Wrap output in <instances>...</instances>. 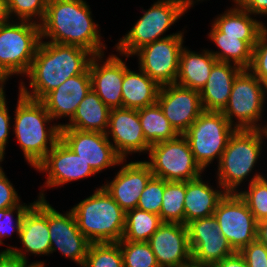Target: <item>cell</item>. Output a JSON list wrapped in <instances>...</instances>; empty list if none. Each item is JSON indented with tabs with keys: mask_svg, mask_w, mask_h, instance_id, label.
<instances>
[{
	"mask_svg": "<svg viewBox=\"0 0 267 267\" xmlns=\"http://www.w3.org/2000/svg\"><path fill=\"white\" fill-rule=\"evenodd\" d=\"M93 54L75 46L53 42H40L31 66L25 75L29 77L30 91L24 82L19 84V93L26 98L41 101L49 92L68 78L84 73Z\"/></svg>",
	"mask_w": 267,
	"mask_h": 267,
	"instance_id": "6da1fadb",
	"label": "cell"
},
{
	"mask_svg": "<svg viewBox=\"0 0 267 267\" xmlns=\"http://www.w3.org/2000/svg\"><path fill=\"white\" fill-rule=\"evenodd\" d=\"M90 6L84 0H48L40 25L41 40L82 47L93 55L107 49L101 41L99 24H95Z\"/></svg>",
	"mask_w": 267,
	"mask_h": 267,
	"instance_id": "7a4b0ae2",
	"label": "cell"
},
{
	"mask_svg": "<svg viewBox=\"0 0 267 267\" xmlns=\"http://www.w3.org/2000/svg\"><path fill=\"white\" fill-rule=\"evenodd\" d=\"M18 95L17 107L14 111L15 138L23 151L25 160L35 169L60 140L61 124L55 123L48 127L46 124H50L53 119L45 105L41 101L26 98L20 93Z\"/></svg>",
	"mask_w": 267,
	"mask_h": 267,
	"instance_id": "3957f363",
	"label": "cell"
},
{
	"mask_svg": "<svg viewBox=\"0 0 267 267\" xmlns=\"http://www.w3.org/2000/svg\"><path fill=\"white\" fill-rule=\"evenodd\" d=\"M71 210L79 230L90 243H115L122 239L126 212L103 186Z\"/></svg>",
	"mask_w": 267,
	"mask_h": 267,
	"instance_id": "277c9868",
	"label": "cell"
},
{
	"mask_svg": "<svg viewBox=\"0 0 267 267\" xmlns=\"http://www.w3.org/2000/svg\"><path fill=\"white\" fill-rule=\"evenodd\" d=\"M265 137V129H237L233 133L218 162V188L226 193L239 192L238 186L252 173L261 157Z\"/></svg>",
	"mask_w": 267,
	"mask_h": 267,
	"instance_id": "5b68a950",
	"label": "cell"
},
{
	"mask_svg": "<svg viewBox=\"0 0 267 267\" xmlns=\"http://www.w3.org/2000/svg\"><path fill=\"white\" fill-rule=\"evenodd\" d=\"M194 0H158L137 20L130 31L116 44L121 56L130 57L140 48L157 40L179 34L181 31L163 36L173 24L194 5ZM163 36V37H161Z\"/></svg>",
	"mask_w": 267,
	"mask_h": 267,
	"instance_id": "8992f818",
	"label": "cell"
},
{
	"mask_svg": "<svg viewBox=\"0 0 267 267\" xmlns=\"http://www.w3.org/2000/svg\"><path fill=\"white\" fill-rule=\"evenodd\" d=\"M41 42L40 25L30 21L0 23V71L9 79L26 75Z\"/></svg>",
	"mask_w": 267,
	"mask_h": 267,
	"instance_id": "52a82bcc",
	"label": "cell"
},
{
	"mask_svg": "<svg viewBox=\"0 0 267 267\" xmlns=\"http://www.w3.org/2000/svg\"><path fill=\"white\" fill-rule=\"evenodd\" d=\"M266 94L264 84L249 69H243L233 81L227 105L221 112L236 129L267 130V125L262 127L258 123L262 119Z\"/></svg>",
	"mask_w": 267,
	"mask_h": 267,
	"instance_id": "ba28073f",
	"label": "cell"
},
{
	"mask_svg": "<svg viewBox=\"0 0 267 267\" xmlns=\"http://www.w3.org/2000/svg\"><path fill=\"white\" fill-rule=\"evenodd\" d=\"M236 130L221 111L204 110L183 136L189 142L195 161L204 171L215 158L220 160Z\"/></svg>",
	"mask_w": 267,
	"mask_h": 267,
	"instance_id": "9c48e42d",
	"label": "cell"
},
{
	"mask_svg": "<svg viewBox=\"0 0 267 267\" xmlns=\"http://www.w3.org/2000/svg\"><path fill=\"white\" fill-rule=\"evenodd\" d=\"M148 154L150 160L145 162L155 177L165 181H189L202 176L203 170L183 135L152 144Z\"/></svg>",
	"mask_w": 267,
	"mask_h": 267,
	"instance_id": "30bf717a",
	"label": "cell"
},
{
	"mask_svg": "<svg viewBox=\"0 0 267 267\" xmlns=\"http://www.w3.org/2000/svg\"><path fill=\"white\" fill-rule=\"evenodd\" d=\"M213 216L235 252L257 239V221L238 193H226Z\"/></svg>",
	"mask_w": 267,
	"mask_h": 267,
	"instance_id": "8fae6325",
	"label": "cell"
},
{
	"mask_svg": "<svg viewBox=\"0 0 267 267\" xmlns=\"http://www.w3.org/2000/svg\"><path fill=\"white\" fill-rule=\"evenodd\" d=\"M184 32L157 40L137 50L139 68L160 86L175 84Z\"/></svg>",
	"mask_w": 267,
	"mask_h": 267,
	"instance_id": "7c38bea8",
	"label": "cell"
},
{
	"mask_svg": "<svg viewBox=\"0 0 267 267\" xmlns=\"http://www.w3.org/2000/svg\"><path fill=\"white\" fill-rule=\"evenodd\" d=\"M60 139L97 174L106 168L119 166L123 160L106 133L61 128Z\"/></svg>",
	"mask_w": 267,
	"mask_h": 267,
	"instance_id": "4fadbf2b",
	"label": "cell"
},
{
	"mask_svg": "<svg viewBox=\"0 0 267 267\" xmlns=\"http://www.w3.org/2000/svg\"><path fill=\"white\" fill-rule=\"evenodd\" d=\"M186 226L192 262L212 266L235 252L221 234L214 216L192 220Z\"/></svg>",
	"mask_w": 267,
	"mask_h": 267,
	"instance_id": "5bb4252c",
	"label": "cell"
},
{
	"mask_svg": "<svg viewBox=\"0 0 267 267\" xmlns=\"http://www.w3.org/2000/svg\"><path fill=\"white\" fill-rule=\"evenodd\" d=\"M44 190L39 193L38 199L26 211L19 234L22 248L7 246L3 251H10L27 261V253L36 255H49L51 242L48 227V202L45 199ZM24 250V251H23Z\"/></svg>",
	"mask_w": 267,
	"mask_h": 267,
	"instance_id": "9a60e30c",
	"label": "cell"
},
{
	"mask_svg": "<svg viewBox=\"0 0 267 267\" xmlns=\"http://www.w3.org/2000/svg\"><path fill=\"white\" fill-rule=\"evenodd\" d=\"M69 210L62 214L48 202L50 254L59 250L63 256L82 267L90 242L79 230L73 212Z\"/></svg>",
	"mask_w": 267,
	"mask_h": 267,
	"instance_id": "2e32d148",
	"label": "cell"
},
{
	"mask_svg": "<svg viewBox=\"0 0 267 267\" xmlns=\"http://www.w3.org/2000/svg\"><path fill=\"white\" fill-rule=\"evenodd\" d=\"M157 103L179 135H183L204 111L199 91L177 84L161 86Z\"/></svg>",
	"mask_w": 267,
	"mask_h": 267,
	"instance_id": "e0dca14e",
	"label": "cell"
},
{
	"mask_svg": "<svg viewBox=\"0 0 267 267\" xmlns=\"http://www.w3.org/2000/svg\"><path fill=\"white\" fill-rule=\"evenodd\" d=\"M35 168L39 172L47 173V179L43 185L46 188H55L96 174L91 166L61 139Z\"/></svg>",
	"mask_w": 267,
	"mask_h": 267,
	"instance_id": "ac0fdd59",
	"label": "cell"
},
{
	"mask_svg": "<svg viewBox=\"0 0 267 267\" xmlns=\"http://www.w3.org/2000/svg\"><path fill=\"white\" fill-rule=\"evenodd\" d=\"M148 243L159 267H182L192 262L187 226L163 222Z\"/></svg>",
	"mask_w": 267,
	"mask_h": 267,
	"instance_id": "d6986e66",
	"label": "cell"
},
{
	"mask_svg": "<svg viewBox=\"0 0 267 267\" xmlns=\"http://www.w3.org/2000/svg\"><path fill=\"white\" fill-rule=\"evenodd\" d=\"M103 56L93 55L89 63L91 88L110 109L123 108L122 81L128 66L116 54L109 55L106 61H101Z\"/></svg>",
	"mask_w": 267,
	"mask_h": 267,
	"instance_id": "ffe728a7",
	"label": "cell"
},
{
	"mask_svg": "<svg viewBox=\"0 0 267 267\" xmlns=\"http://www.w3.org/2000/svg\"><path fill=\"white\" fill-rule=\"evenodd\" d=\"M106 135L111 136L114 150L123 160L128 154L148 153L151 146L144 138L138 110L134 109L112 108Z\"/></svg>",
	"mask_w": 267,
	"mask_h": 267,
	"instance_id": "44dd1931",
	"label": "cell"
},
{
	"mask_svg": "<svg viewBox=\"0 0 267 267\" xmlns=\"http://www.w3.org/2000/svg\"><path fill=\"white\" fill-rule=\"evenodd\" d=\"M121 161V169L111 182L102 185L112 198L125 211L138 205L139 197L149 180L154 176L150 166L144 161Z\"/></svg>",
	"mask_w": 267,
	"mask_h": 267,
	"instance_id": "7402d4cb",
	"label": "cell"
},
{
	"mask_svg": "<svg viewBox=\"0 0 267 267\" xmlns=\"http://www.w3.org/2000/svg\"><path fill=\"white\" fill-rule=\"evenodd\" d=\"M91 90L89 68L82 74L68 78L63 84L49 92L41 102L53 120L64 117L72 119L79 103Z\"/></svg>",
	"mask_w": 267,
	"mask_h": 267,
	"instance_id": "603a6c76",
	"label": "cell"
},
{
	"mask_svg": "<svg viewBox=\"0 0 267 267\" xmlns=\"http://www.w3.org/2000/svg\"><path fill=\"white\" fill-rule=\"evenodd\" d=\"M243 69L233 63L217 61L207 83L199 91L203 110L222 111L230 97L233 81Z\"/></svg>",
	"mask_w": 267,
	"mask_h": 267,
	"instance_id": "cb8c5ba5",
	"label": "cell"
},
{
	"mask_svg": "<svg viewBox=\"0 0 267 267\" xmlns=\"http://www.w3.org/2000/svg\"><path fill=\"white\" fill-rule=\"evenodd\" d=\"M201 177L186 181L184 225L195 219L213 216L219 201L226 194L222 188L214 190L208 183L205 184Z\"/></svg>",
	"mask_w": 267,
	"mask_h": 267,
	"instance_id": "d4e9b609",
	"label": "cell"
},
{
	"mask_svg": "<svg viewBox=\"0 0 267 267\" xmlns=\"http://www.w3.org/2000/svg\"><path fill=\"white\" fill-rule=\"evenodd\" d=\"M248 11L235 4L214 19L212 23L224 36L239 37L252 49L257 42L259 35L266 28L264 23L251 17Z\"/></svg>",
	"mask_w": 267,
	"mask_h": 267,
	"instance_id": "484cf974",
	"label": "cell"
},
{
	"mask_svg": "<svg viewBox=\"0 0 267 267\" xmlns=\"http://www.w3.org/2000/svg\"><path fill=\"white\" fill-rule=\"evenodd\" d=\"M217 59L209 50L201 53L182 48L179 60L177 80L175 84L200 91L207 83L213 65Z\"/></svg>",
	"mask_w": 267,
	"mask_h": 267,
	"instance_id": "4316f807",
	"label": "cell"
},
{
	"mask_svg": "<svg viewBox=\"0 0 267 267\" xmlns=\"http://www.w3.org/2000/svg\"><path fill=\"white\" fill-rule=\"evenodd\" d=\"M160 85L139 68H127L122 81L123 108L139 110L157 103Z\"/></svg>",
	"mask_w": 267,
	"mask_h": 267,
	"instance_id": "83f0119b",
	"label": "cell"
},
{
	"mask_svg": "<svg viewBox=\"0 0 267 267\" xmlns=\"http://www.w3.org/2000/svg\"><path fill=\"white\" fill-rule=\"evenodd\" d=\"M110 110L91 88L79 103L72 119L68 124H61V128L106 133L109 125Z\"/></svg>",
	"mask_w": 267,
	"mask_h": 267,
	"instance_id": "f1b7e54d",
	"label": "cell"
},
{
	"mask_svg": "<svg viewBox=\"0 0 267 267\" xmlns=\"http://www.w3.org/2000/svg\"><path fill=\"white\" fill-rule=\"evenodd\" d=\"M208 36L219 47L220 51H210L217 61L233 62L242 69L250 68L253 49L245 41L239 40V37L224 36L213 24Z\"/></svg>",
	"mask_w": 267,
	"mask_h": 267,
	"instance_id": "f546056e",
	"label": "cell"
},
{
	"mask_svg": "<svg viewBox=\"0 0 267 267\" xmlns=\"http://www.w3.org/2000/svg\"><path fill=\"white\" fill-rule=\"evenodd\" d=\"M138 115L144 138L150 145L179 136L158 103L139 109Z\"/></svg>",
	"mask_w": 267,
	"mask_h": 267,
	"instance_id": "4dcf8cb0",
	"label": "cell"
},
{
	"mask_svg": "<svg viewBox=\"0 0 267 267\" xmlns=\"http://www.w3.org/2000/svg\"><path fill=\"white\" fill-rule=\"evenodd\" d=\"M162 223L157 214L137 208L127 211L122 239L131 242H148Z\"/></svg>",
	"mask_w": 267,
	"mask_h": 267,
	"instance_id": "1f68e13d",
	"label": "cell"
},
{
	"mask_svg": "<svg viewBox=\"0 0 267 267\" xmlns=\"http://www.w3.org/2000/svg\"><path fill=\"white\" fill-rule=\"evenodd\" d=\"M186 181H165L160 218L162 222L184 224Z\"/></svg>",
	"mask_w": 267,
	"mask_h": 267,
	"instance_id": "d6a6232c",
	"label": "cell"
},
{
	"mask_svg": "<svg viewBox=\"0 0 267 267\" xmlns=\"http://www.w3.org/2000/svg\"><path fill=\"white\" fill-rule=\"evenodd\" d=\"M267 176L260 172L250 178L248 190L238 192L253 213L256 221L267 218Z\"/></svg>",
	"mask_w": 267,
	"mask_h": 267,
	"instance_id": "836d02e7",
	"label": "cell"
},
{
	"mask_svg": "<svg viewBox=\"0 0 267 267\" xmlns=\"http://www.w3.org/2000/svg\"><path fill=\"white\" fill-rule=\"evenodd\" d=\"M82 267H124L120 245L115 243H90Z\"/></svg>",
	"mask_w": 267,
	"mask_h": 267,
	"instance_id": "e575fe53",
	"label": "cell"
},
{
	"mask_svg": "<svg viewBox=\"0 0 267 267\" xmlns=\"http://www.w3.org/2000/svg\"><path fill=\"white\" fill-rule=\"evenodd\" d=\"M120 245L124 267H159L148 242H131L121 239Z\"/></svg>",
	"mask_w": 267,
	"mask_h": 267,
	"instance_id": "d590c367",
	"label": "cell"
},
{
	"mask_svg": "<svg viewBox=\"0 0 267 267\" xmlns=\"http://www.w3.org/2000/svg\"><path fill=\"white\" fill-rule=\"evenodd\" d=\"M47 3L48 0H6L9 19H14V17H11L14 14L15 17L17 16L14 20L30 21L40 24L44 18Z\"/></svg>",
	"mask_w": 267,
	"mask_h": 267,
	"instance_id": "8d00e7d4",
	"label": "cell"
},
{
	"mask_svg": "<svg viewBox=\"0 0 267 267\" xmlns=\"http://www.w3.org/2000/svg\"><path fill=\"white\" fill-rule=\"evenodd\" d=\"M165 180L153 176L142 191L137 209L159 215L162 206Z\"/></svg>",
	"mask_w": 267,
	"mask_h": 267,
	"instance_id": "74e56055",
	"label": "cell"
},
{
	"mask_svg": "<svg viewBox=\"0 0 267 267\" xmlns=\"http://www.w3.org/2000/svg\"><path fill=\"white\" fill-rule=\"evenodd\" d=\"M35 203L19 204L11 208L0 210V245H5L3 239L12 235L16 231L19 237L21 224L26 211ZM15 211V212H14ZM13 213L16 214V221H13ZM15 223V225H14Z\"/></svg>",
	"mask_w": 267,
	"mask_h": 267,
	"instance_id": "f35d334b",
	"label": "cell"
},
{
	"mask_svg": "<svg viewBox=\"0 0 267 267\" xmlns=\"http://www.w3.org/2000/svg\"><path fill=\"white\" fill-rule=\"evenodd\" d=\"M249 70L267 88V27L259 35L254 45L252 63Z\"/></svg>",
	"mask_w": 267,
	"mask_h": 267,
	"instance_id": "ab89813d",
	"label": "cell"
},
{
	"mask_svg": "<svg viewBox=\"0 0 267 267\" xmlns=\"http://www.w3.org/2000/svg\"><path fill=\"white\" fill-rule=\"evenodd\" d=\"M239 253L249 267H267V247L257 239L243 247Z\"/></svg>",
	"mask_w": 267,
	"mask_h": 267,
	"instance_id": "60d3db41",
	"label": "cell"
},
{
	"mask_svg": "<svg viewBox=\"0 0 267 267\" xmlns=\"http://www.w3.org/2000/svg\"><path fill=\"white\" fill-rule=\"evenodd\" d=\"M19 204L20 197L0 166V210L18 206Z\"/></svg>",
	"mask_w": 267,
	"mask_h": 267,
	"instance_id": "b9f144b4",
	"label": "cell"
},
{
	"mask_svg": "<svg viewBox=\"0 0 267 267\" xmlns=\"http://www.w3.org/2000/svg\"><path fill=\"white\" fill-rule=\"evenodd\" d=\"M5 97V94L0 95V162L4 160L5 149L9 139V130L11 129V117Z\"/></svg>",
	"mask_w": 267,
	"mask_h": 267,
	"instance_id": "7bdbcfd3",
	"label": "cell"
},
{
	"mask_svg": "<svg viewBox=\"0 0 267 267\" xmlns=\"http://www.w3.org/2000/svg\"><path fill=\"white\" fill-rule=\"evenodd\" d=\"M234 4L252 15H267V0H232Z\"/></svg>",
	"mask_w": 267,
	"mask_h": 267,
	"instance_id": "ee69618b",
	"label": "cell"
},
{
	"mask_svg": "<svg viewBox=\"0 0 267 267\" xmlns=\"http://www.w3.org/2000/svg\"><path fill=\"white\" fill-rule=\"evenodd\" d=\"M212 267H249L245 259L239 252H234L232 255L224 257L212 265Z\"/></svg>",
	"mask_w": 267,
	"mask_h": 267,
	"instance_id": "f6af8a7d",
	"label": "cell"
},
{
	"mask_svg": "<svg viewBox=\"0 0 267 267\" xmlns=\"http://www.w3.org/2000/svg\"><path fill=\"white\" fill-rule=\"evenodd\" d=\"M25 262L10 251H0V267H22Z\"/></svg>",
	"mask_w": 267,
	"mask_h": 267,
	"instance_id": "bcb514c9",
	"label": "cell"
},
{
	"mask_svg": "<svg viewBox=\"0 0 267 267\" xmlns=\"http://www.w3.org/2000/svg\"><path fill=\"white\" fill-rule=\"evenodd\" d=\"M257 240L267 247V218L257 222Z\"/></svg>",
	"mask_w": 267,
	"mask_h": 267,
	"instance_id": "7dc6e473",
	"label": "cell"
},
{
	"mask_svg": "<svg viewBox=\"0 0 267 267\" xmlns=\"http://www.w3.org/2000/svg\"><path fill=\"white\" fill-rule=\"evenodd\" d=\"M9 21V16L6 7V0H0V23Z\"/></svg>",
	"mask_w": 267,
	"mask_h": 267,
	"instance_id": "c3c4849f",
	"label": "cell"
},
{
	"mask_svg": "<svg viewBox=\"0 0 267 267\" xmlns=\"http://www.w3.org/2000/svg\"><path fill=\"white\" fill-rule=\"evenodd\" d=\"M8 78L0 71V95L5 94L4 84L6 85Z\"/></svg>",
	"mask_w": 267,
	"mask_h": 267,
	"instance_id": "681fc988",
	"label": "cell"
},
{
	"mask_svg": "<svg viewBox=\"0 0 267 267\" xmlns=\"http://www.w3.org/2000/svg\"><path fill=\"white\" fill-rule=\"evenodd\" d=\"M28 263H29V262L26 261V262L22 265V267H45L43 261H39V262L36 261L35 263L32 262V263H30V264H28Z\"/></svg>",
	"mask_w": 267,
	"mask_h": 267,
	"instance_id": "f907efd6",
	"label": "cell"
},
{
	"mask_svg": "<svg viewBox=\"0 0 267 267\" xmlns=\"http://www.w3.org/2000/svg\"><path fill=\"white\" fill-rule=\"evenodd\" d=\"M182 267H212L211 265H204V264H196L194 262H190L187 265H184Z\"/></svg>",
	"mask_w": 267,
	"mask_h": 267,
	"instance_id": "816d5d0a",
	"label": "cell"
}]
</instances>
